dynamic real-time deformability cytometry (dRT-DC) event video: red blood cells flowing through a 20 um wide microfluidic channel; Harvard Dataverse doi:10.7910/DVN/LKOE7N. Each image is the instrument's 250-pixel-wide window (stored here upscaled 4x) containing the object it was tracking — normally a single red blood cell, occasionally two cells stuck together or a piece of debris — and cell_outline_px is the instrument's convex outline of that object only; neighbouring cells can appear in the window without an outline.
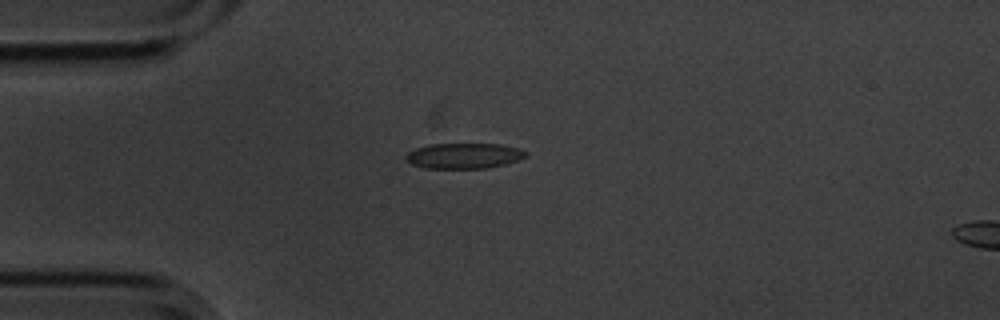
{"species": "common noctule bat (a hibernating species)", "species_latin": "Nyctalus noctula", "temperature_condition": "cold", "stored_images_in_passage": 11, "camera_frame_rate_fps": 3000, "um_per_image_px": 0.085, "animal": {"sex": "male", "body_mass_g": 20.1, "forearm_length_mm": 53.5}, "frame": {"image": 1, "passage_image": 1, "time_ms": 0.0, "image_size_px": [1000, 320], "cell_outline_px": [[528, 156], [504, 164], [488, 168], [424, 168], [412, 164], [404, 156], [408, 152], [416, 148], [428, 144], [500, 144], [516, 148], [528, 152]], "centroid_in_image_um": [39.42, 13.24], "position_along_channel_um": 45.6, "area_um2": 17.69}}
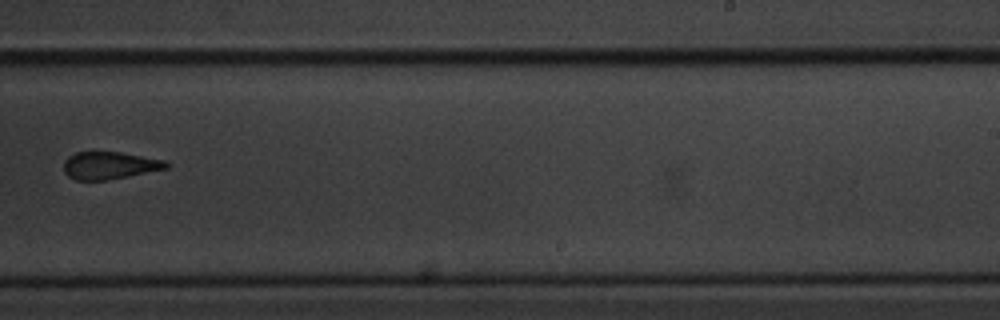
{"frame": {"image": 2, "passage_image": 7, "time_ms": 2.0, "image_size_px": [1000, 320], "cell_outline_px": [[172, 164], [168, 168], [128, 176], [104, 180], [76, 180], [68, 176], [64, 172], [64, 160], [68, 156], [76, 152], [120, 152], [164, 160]], "centroid_in_image_um": [9.31, 14.06], "position_along_channel_um": 279.7, "area_um2": 16.36}}
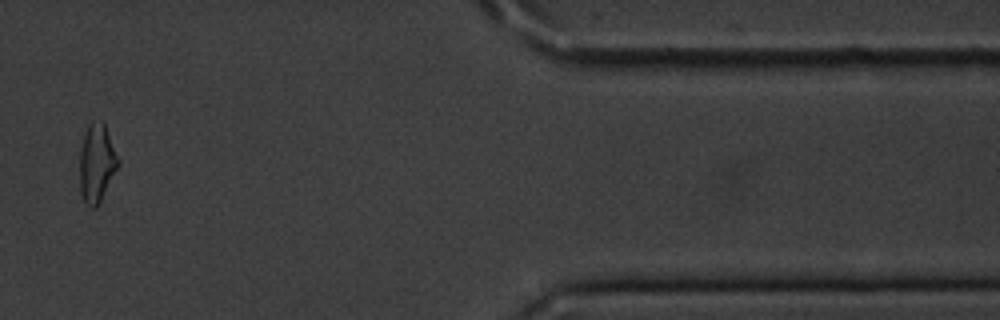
{"frame": {"image": 3, "passage_image": 10, "time_ms": 3.0, "image_size_px": [1000, 320], "cell_outline_px": [[120, 164], [96, 208], [92, 208], [84, 204], [80, 192], [80, 148], [88, 124], [92, 120], [100, 120], [104, 124], [120, 160]], "centroid_in_image_um": [8.22, 13.88], "position_along_channel_um": 403.2, "area_um2": 17.63}}